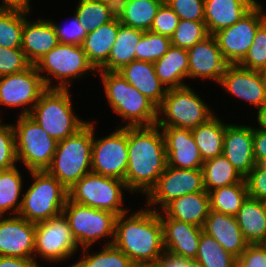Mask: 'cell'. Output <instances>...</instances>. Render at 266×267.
I'll list each match as a JSON object with an SVG mask.
<instances>
[{"label":"cell","mask_w":266,"mask_h":267,"mask_svg":"<svg viewBox=\"0 0 266 267\" xmlns=\"http://www.w3.org/2000/svg\"><path fill=\"white\" fill-rule=\"evenodd\" d=\"M127 213L117 216L113 245L136 267H153L165 252L159 211L146 206L130 216Z\"/></svg>","instance_id":"6da1fadb"},{"label":"cell","mask_w":266,"mask_h":267,"mask_svg":"<svg viewBox=\"0 0 266 267\" xmlns=\"http://www.w3.org/2000/svg\"><path fill=\"white\" fill-rule=\"evenodd\" d=\"M166 166L162 129L157 124L128 127V165L124 179L127 190L147 195Z\"/></svg>","instance_id":"7a4b0ae2"},{"label":"cell","mask_w":266,"mask_h":267,"mask_svg":"<svg viewBox=\"0 0 266 267\" xmlns=\"http://www.w3.org/2000/svg\"><path fill=\"white\" fill-rule=\"evenodd\" d=\"M106 98L117 115L123 121H129L124 127L156 125L158 107L146 96L129 84L117 71L98 70Z\"/></svg>","instance_id":"3957f363"},{"label":"cell","mask_w":266,"mask_h":267,"mask_svg":"<svg viewBox=\"0 0 266 267\" xmlns=\"http://www.w3.org/2000/svg\"><path fill=\"white\" fill-rule=\"evenodd\" d=\"M93 124L88 121L77 133L57 141L51 165L46 171L67 190L92 172Z\"/></svg>","instance_id":"277c9868"},{"label":"cell","mask_w":266,"mask_h":267,"mask_svg":"<svg viewBox=\"0 0 266 267\" xmlns=\"http://www.w3.org/2000/svg\"><path fill=\"white\" fill-rule=\"evenodd\" d=\"M68 89L47 88L29 116L56 141L63 140L83 128L88 121L75 115Z\"/></svg>","instance_id":"5b68a950"},{"label":"cell","mask_w":266,"mask_h":267,"mask_svg":"<svg viewBox=\"0 0 266 267\" xmlns=\"http://www.w3.org/2000/svg\"><path fill=\"white\" fill-rule=\"evenodd\" d=\"M33 183L22 198L18 215L38 223L62 214L68 199V190L47 171H30Z\"/></svg>","instance_id":"8992f818"},{"label":"cell","mask_w":266,"mask_h":267,"mask_svg":"<svg viewBox=\"0 0 266 267\" xmlns=\"http://www.w3.org/2000/svg\"><path fill=\"white\" fill-rule=\"evenodd\" d=\"M35 66L46 88L68 89L73 80L96 71L89 63L82 46L62 43L42 56ZM44 72L47 77L42 75ZM50 75L58 80V85L51 84Z\"/></svg>","instance_id":"52a82bcc"},{"label":"cell","mask_w":266,"mask_h":267,"mask_svg":"<svg viewBox=\"0 0 266 267\" xmlns=\"http://www.w3.org/2000/svg\"><path fill=\"white\" fill-rule=\"evenodd\" d=\"M215 113L189 85L168 89L158 107L159 127L193 129L207 122ZM164 115L165 117L161 118Z\"/></svg>","instance_id":"ba28073f"},{"label":"cell","mask_w":266,"mask_h":267,"mask_svg":"<svg viewBox=\"0 0 266 267\" xmlns=\"http://www.w3.org/2000/svg\"><path fill=\"white\" fill-rule=\"evenodd\" d=\"M17 162L27 170L46 171L52 162L57 141L48 135L29 115H19L13 124Z\"/></svg>","instance_id":"9c48e42d"},{"label":"cell","mask_w":266,"mask_h":267,"mask_svg":"<svg viewBox=\"0 0 266 267\" xmlns=\"http://www.w3.org/2000/svg\"><path fill=\"white\" fill-rule=\"evenodd\" d=\"M122 189L127 190L123 180L91 172L68 190V199L74 203L106 210L119 216L128 212V209L121 207L124 201Z\"/></svg>","instance_id":"30bf717a"},{"label":"cell","mask_w":266,"mask_h":267,"mask_svg":"<svg viewBox=\"0 0 266 267\" xmlns=\"http://www.w3.org/2000/svg\"><path fill=\"white\" fill-rule=\"evenodd\" d=\"M69 222L72 235L78 247L92 246L104 237H112L105 245H112L115 236V223L117 215L88 206L74 203L67 199L62 211Z\"/></svg>","instance_id":"8fae6325"},{"label":"cell","mask_w":266,"mask_h":267,"mask_svg":"<svg viewBox=\"0 0 266 267\" xmlns=\"http://www.w3.org/2000/svg\"><path fill=\"white\" fill-rule=\"evenodd\" d=\"M94 132L93 125L92 173L124 181L128 165V126H120L98 140Z\"/></svg>","instance_id":"7c38bea8"},{"label":"cell","mask_w":266,"mask_h":267,"mask_svg":"<svg viewBox=\"0 0 266 267\" xmlns=\"http://www.w3.org/2000/svg\"><path fill=\"white\" fill-rule=\"evenodd\" d=\"M35 256L49 262L65 261L78 250L67 218L63 213L49 220L35 223Z\"/></svg>","instance_id":"4fadbf2b"},{"label":"cell","mask_w":266,"mask_h":267,"mask_svg":"<svg viewBox=\"0 0 266 267\" xmlns=\"http://www.w3.org/2000/svg\"><path fill=\"white\" fill-rule=\"evenodd\" d=\"M259 2L232 26L216 32L218 47L229 65H238L251 47L256 30L266 20Z\"/></svg>","instance_id":"5bb4252c"},{"label":"cell","mask_w":266,"mask_h":267,"mask_svg":"<svg viewBox=\"0 0 266 267\" xmlns=\"http://www.w3.org/2000/svg\"><path fill=\"white\" fill-rule=\"evenodd\" d=\"M206 191L202 169H180L166 166L156 185L146 195V206L162 210L169 202L189 193Z\"/></svg>","instance_id":"9a60e30c"},{"label":"cell","mask_w":266,"mask_h":267,"mask_svg":"<svg viewBox=\"0 0 266 267\" xmlns=\"http://www.w3.org/2000/svg\"><path fill=\"white\" fill-rule=\"evenodd\" d=\"M46 89L36 66L31 64L24 71L0 77V104L8 107L23 106L19 115H29Z\"/></svg>","instance_id":"2e32d148"},{"label":"cell","mask_w":266,"mask_h":267,"mask_svg":"<svg viewBox=\"0 0 266 267\" xmlns=\"http://www.w3.org/2000/svg\"><path fill=\"white\" fill-rule=\"evenodd\" d=\"M220 84L228 93L253 104L258 110L266 105V77L264 72L228 65Z\"/></svg>","instance_id":"e0dca14e"},{"label":"cell","mask_w":266,"mask_h":267,"mask_svg":"<svg viewBox=\"0 0 266 267\" xmlns=\"http://www.w3.org/2000/svg\"><path fill=\"white\" fill-rule=\"evenodd\" d=\"M0 216V256L34 258L35 223L19 215Z\"/></svg>","instance_id":"ac0fdd59"},{"label":"cell","mask_w":266,"mask_h":267,"mask_svg":"<svg viewBox=\"0 0 266 267\" xmlns=\"http://www.w3.org/2000/svg\"><path fill=\"white\" fill-rule=\"evenodd\" d=\"M188 51V78L213 79L219 83L229 65L224 59L213 35L196 43Z\"/></svg>","instance_id":"d6986e66"},{"label":"cell","mask_w":266,"mask_h":267,"mask_svg":"<svg viewBox=\"0 0 266 267\" xmlns=\"http://www.w3.org/2000/svg\"><path fill=\"white\" fill-rule=\"evenodd\" d=\"M165 142L167 165L180 169H201L203 159L191 129L160 127Z\"/></svg>","instance_id":"ffe728a7"},{"label":"cell","mask_w":266,"mask_h":267,"mask_svg":"<svg viewBox=\"0 0 266 267\" xmlns=\"http://www.w3.org/2000/svg\"><path fill=\"white\" fill-rule=\"evenodd\" d=\"M254 127L227 124L222 154L244 178L254 168Z\"/></svg>","instance_id":"44dd1931"},{"label":"cell","mask_w":266,"mask_h":267,"mask_svg":"<svg viewBox=\"0 0 266 267\" xmlns=\"http://www.w3.org/2000/svg\"><path fill=\"white\" fill-rule=\"evenodd\" d=\"M164 250L186 259H196L203 228L172 218H160Z\"/></svg>","instance_id":"7402d4cb"},{"label":"cell","mask_w":266,"mask_h":267,"mask_svg":"<svg viewBox=\"0 0 266 267\" xmlns=\"http://www.w3.org/2000/svg\"><path fill=\"white\" fill-rule=\"evenodd\" d=\"M202 228L203 232L216 239L228 253L236 258L249 245L235 216L210 209Z\"/></svg>","instance_id":"603a6c76"},{"label":"cell","mask_w":266,"mask_h":267,"mask_svg":"<svg viewBox=\"0 0 266 267\" xmlns=\"http://www.w3.org/2000/svg\"><path fill=\"white\" fill-rule=\"evenodd\" d=\"M257 0H204V22L209 35L232 26L248 13Z\"/></svg>","instance_id":"cb8c5ba5"},{"label":"cell","mask_w":266,"mask_h":267,"mask_svg":"<svg viewBox=\"0 0 266 267\" xmlns=\"http://www.w3.org/2000/svg\"><path fill=\"white\" fill-rule=\"evenodd\" d=\"M59 44L55 27L49 19L25 20L22 30V45L27 60L35 63Z\"/></svg>","instance_id":"d4e9b609"},{"label":"cell","mask_w":266,"mask_h":267,"mask_svg":"<svg viewBox=\"0 0 266 267\" xmlns=\"http://www.w3.org/2000/svg\"><path fill=\"white\" fill-rule=\"evenodd\" d=\"M159 212L160 218H172L203 227L210 211V196L207 191L189 193L169 202Z\"/></svg>","instance_id":"484cf974"},{"label":"cell","mask_w":266,"mask_h":267,"mask_svg":"<svg viewBox=\"0 0 266 267\" xmlns=\"http://www.w3.org/2000/svg\"><path fill=\"white\" fill-rule=\"evenodd\" d=\"M117 72L157 107L162 104L167 89L156 76L153 63L134 60Z\"/></svg>","instance_id":"4316f807"},{"label":"cell","mask_w":266,"mask_h":267,"mask_svg":"<svg viewBox=\"0 0 266 267\" xmlns=\"http://www.w3.org/2000/svg\"><path fill=\"white\" fill-rule=\"evenodd\" d=\"M119 27L120 21L116 16L112 21L89 32L84 39L83 51L96 71L101 70L106 65Z\"/></svg>","instance_id":"83f0119b"},{"label":"cell","mask_w":266,"mask_h":267,"mask_svg":"<svg viewBox=\"0 0 266 267\" xmlns=\"http://www.w3.org/2000/svg\"><path fill=\"white\" fill-rule=\"evenodd\" d=\"M153 64L156 76L167 90L187 85L183 82L184 78H188L187 49L171 45L167 52Z\"/></svg>","instance_id":"f1b7e54d"},{"label":"cell","mask_w":266,"mask_h":267,"mask_svg":"<svg viewBox=\"0 0 266 267\" xmlns=\"http://www.w3.org/2000/svg\"><path fill=\"white\" fill-rule=\"evenodd\" d=\"M164 0H123L117 7L116 13L121 24L149 31L158 8Z\"/></svg>","instance_id":"f546056e"},{"label":"cell","mask_w":266,"mask_h":267,"mask_svg":"<svg viewBox=\"0 0 266 267\" xmlns=\"http://www.w3.org/2000/svg\"><path fill=\"white\" fill-rule=\"evenodd\" d=\"M235 217L249 244H259L264 239L266 215L261 200L248 196Z\"/></svg>","instance_id":"4dcf8cb0"},{"label":"cell","mask_w":266,"mask_h":267,"mask_svg":"<svg viewBox=\"0 0 266 267\" xmlns=\"http://www.w3.org/2000/svg\"><path fill=\"white\" fill-rule=\"evenodd\" d=\"M226 126V123L214 115L207 122L191 129L203 162L222 154Z\"/></svg>","instance_id":"1f68e13d"},{"label":"cell","mask_w":266,"mask_h":267,"mask_svg":"<svg viewBox=\"0 0 266 267\" xmlns=\"http://www.w3.org/2000/svg\"><path fill=\"white\" fill-rule=\"evenodd\" d=\"M144 31L120 23L116 41L113 44L104 71H118L135 60V48Z\"/></svg>","instance_id":"d6a6232c"},{"label":"cell","mask_w":266,"mask_h":267,"mask_svg":"<svg viewBox=\"0 0 266 267\" xmlns=\"http://www.w3.org/2000/svg\"><path fill=\"white\" fill-rule=\"evenodd\" d=\"M204 188L209 193L220 187L241 183L244 177L223 155L204 161L202 165Z\"/></svg>","instance_id":"836d02e7"},{"label":"cell","mask_w":266,"mask_h":267,"mask_svg":"<svg viewBox=\"0 0 266 267\" xmlns=\"http://www.w3.org/2000/svg\"><path fill=\"white\" fill-rule=\"evenodd\" d=\"M75 15L87 33L112 21L116 16V6L105 0H79Z\"/></svg>","instance_id":"e575fe53"},{"label":"cell","mask_w":266,"mask_h":267,"mask_svg":"<svg viewBox=\"0 0 266 267\" xmlns=\"http://www.w3.org/2000/svg\"><path fill=\"white\" fill-rule=\"evenodd\" d=\"M209 196L210 209L235 216L249 195L244 179L241 183L212 190L209 192Z\"/></svg>","instance_id":"d590c367"},{"label":"cell","mask_w":266,"mask_h":267,"mask_svg":"<svg viewBox=\"0 0 266 267\" xmlns=\"http://www.w3.org/2000/svg\"><path fill=\"white\" fill-rule=\"evenodd\" d=\"M22 183L21 173L16 166L0 171V216H5L8 210L18 215L22 205V198L18 200Z\"/></svg>","instance_id":"8d00e7d4"},{"label":"cell","mask_w":266,"mask_h":267,"mask_svg":"<svg viewBox=\"0 0 266 267\" xmlns=\"http://www.w3.org/2000/svg\"><path fill=\"white\" fill-rule=\"evenodd\" d=\"M30 11L20 9H0V46L21 48L22 30Z\"/></svg>","instance_id":"74e56055"},{"label":"cell","mask_w":266,"mask_h":267,"mask_svg":"<svg viewBox=\"0 0 266 267\" xmlns=\"http://www.w3.org/2000/svg\"><path fill=\"white\" fill-rule=\"evenodd\" d=\"M196 260L203 267H237V258L205 232L200 237Z\"/></svg>","instance_id":"f35d334b"},{"label":"cell","mask_w":266,"mask_h":267,"mask_svg":"<svg viewBox=\"0 0 266 267\" xmlns=\"http://www.w3.org/2000/svg\"><path fill=\"white\" fill-rule=\"evenodd\" d=\"M98 253H88L89 247L83 248V256L70 267H136L133 262L117 247L104 245ZM87 250V251H86Z\"/></svg>","instance_id":"ab89813d"},{"label":"cell","mask_w":266,"mask_h":267,"mask_svg":"<svg viewBox=\"0 0 266 267\" xmlns=\"http://www.w3.org/2000/svg\"><path fill=\"white\" fill-rule=\"evenodd\" d=\"M171 46L170 37L146 31L135 48V60L155 63Z\"/></svg>","instance_id":"60d3db41"},{"label":"cell","mask_w":266,"mask_h":267,"mask_svg":"<svg viewBox=\"0 0 266 267\" xmlns=\"http://www.w3.org/2000/svg\"><path fill=\"white\" fill-rule=\"evenodd\" d=\"M209 34L204 21L181 20L170 37L171 45L184 49L203 41Z\"/></svg>","instance_id":"b9f144b4"},{"label":"cell","mask_w":266,"mask_h":267,"mask_svg":"<svg viewBox=\"0 0 266 267\" xmlns=\"http://www.w3.org/2000/svg\"><path fill=\"white\" fill-rule=\"evenodd\" d=\"M238 65L254 71H266V20L256 30L251 47Z\"/></svg>","instance_id":"7bdbcfd3"},{"label":"cell","mask_w":266,"mask_h":267,"mask_svg":"<svg viewBox=\"0 0 266 267\" xmlns=\"http://www.w3.org/2000/svg\"><path fill=\"white\" fill-rule=\"evenodd\" d=\"M1 120V119H0ZM15 134L12 124H0V171L16 166Z\"/></svg>","instance_id":"ee69618b"},{"label":"cell","mask_w":266,"mask_h":267,"mask_svg":"<svg viewBox=\"0 0 266 267\" xmlns=\"http://www.w3.org/2000/svg\"><path fill=\"white\" fill-rule=\"evenodd\" d=\"M30 65L21 48L0 46V77L24 71Z\"/></svg>","instance_id":"f6af8a7d"},{"label":"cell","mask_w":266,"mask_h":267,"mask_svg":"<svg viewBox=\"0 0 266 267\" xmlns=\"http://www.w3.org/2000/svg\"><path fill=\"white\" fill-rule=\"evenodd\" d=\"M180 18L164 1L158 8L153 19L150 31L171 37L178 26Z\"/></svg>","instance_id":"bcb514c9"},{"label":"cell","mask_w":266,"mask_h":267,"mask_svg":"<svg viewBox=\"0 0 266 267\" xmlns=\"http://www.w3.org/2000/svg\"><path fill=\"white\" fill-rule=\"evenodd\" d=\"M181 20L204 21V0H164Z\"/></svg>","instance_id":"7dc6e473"},{"label":"cell","mask_w":266,"mask_h":267,"mask_svg":"<svg viewBox=\"0 0 266 267\" xmlns=\"http://www.w3.org/2000/svg\"><path fill=\"white\" fill-rule=\"evenodd\" d=\"M70 22V27H62L52 21L56 30L58 41L62 44H73L82 46L84 39L86 38L88 33L86 29L82 26V24L79 22V19L75 14Z\"/></svg>","instance_id":"c3c4849f"},{"label":"cell","mask_w":266,"mask_h":267,"mask_svg":"<svg viewBox=\"0 0 266 267\" xmlns=\"http://www.w3.org/2000/svg\"><path fill=\"white\" fill-rule=\"evenodd\" d=\"M244 179L249 197L261 201L266 199V162L255 164L254 168Z\"/></svg>","instance_id":"681fc988"},{"label":"cell","mask_w":266,"mask_h":267,"mask_svg":"<svg viewBox=\"0 0 266 267\" xmlns=\"http://www.w3.org/2000/svg\"><path fill=\"white\" fill-rule=\"evenodd\" d=\"M237 267H266V250L260 244H249L237 258Z\"/></svg>","instance_id":"f907efd6"},{"label":"cell","mask_w":266,"mask_h":267,"mask_svg":"<svg viewBox=\"0 0 266 267\" xmlns=\"http://www.w3.org/2000/svg\"><path fill=\"white\" fill-rule=\"evenodd\" d=\"M153 267H197V260L186 259L165 251Z\"/></svg>","instance_id":"816d5d0a"},{"label":"cell","mask_w":266,"mask_h":267,"mask_svg":"<svg viewBox=\"0 0 266 267\" xmlns=\"http://www.w3.org/2000/svg\"><path fill=\"white\" fill-rule=\"evenodd\" d=\"M253 145L256 164L266 162V131L254 128Z\"/></svg>","instance_id":"f5cc1de1"},{"label":"cell","mask_w":266,"mask_h":267,"mask_svg":"<svg viewBox=\"0 0 266 267\" xmlns=\"http://www.w3.org/2000/svg\"><path fill=\"white\" fill-rule=\"evenodd\" d=\"M0 267H40L34 258L0 256Z\"/></svg>","instance_id":"db71d44e"},{"label":"cell","mask_w":266,"mask_h":267,"mask_svg":"<svg viewBox=\"0 0 266 267\" xmlns=\"http://www.w3.org/2000/svg\"><path fill=\"white\" fill-rule=\"evenodd\" d=\"M0 9H20L30 11V0H2Z\"/></svg>","instance_id":"11a10c76"},{"label":"cell","mask_w":266,"mask_h":267,"mask_svg":"<svg viewBox=\"0 0 266 267\" xmlns=\"http://www.w3.org/2000/svg\"><path fill=\"white\" fill-rule=\"evenodd\" d=\"M257 114V121L260 126L257 129L261 131H266V105L260 110H258Z\"/></svg>","instance_id":"9f6ffc18"},{"label":"cell","mask_w":266,"mask_h":267,"mask_svg":"<svg viewBox=\"0 0 266 267\" xmlns=\"http://www.w3.org/2000/svg\"><path fill=\"white\" fill-rule=\"evenodd\" d=\"M105 1L112 3L117 7L123 0H105Z\"/></svg>","instance_id":"6f0895ef"},{"label":"cell","mask_w":266,"mask_h":267,"mask_svg":"<svg viewBox=\"0 0 266 267\" xmlns=\"http://www.w3.org/2000/svg\"><path fill=\"white\" fill-rule=\"evenodd\" d=\"M266 250V235L264 239L259 243Z\"/></svg>","instance_id":"680465c9"},{"label":"cell","mask_w":266,"mask_h":267,"mask_svg":"<svg viewBox=\"0 0 266 267\" xmlns=\"http://www.w3.org/2000/svg\"><path fill=\"white\" fill-rule=\"evenodd\" d=\"M262 205H263L265 215H266V199L262 200Z\"/></svg>","instance_id":"91938a15"},{"label":"cell","mask_w":266,"mask_h":267,"mask_svg":"<svg viewBox=\"0 0 266 267\" xmlns=\"http://www.w3.org/2000/svg\"><path fill=\"white\" fill-rule=\"evenodd\" d=\"M197 267H203V266L197 261Z\"/></svg>","instance_id":"94428289"}]
</instances>
